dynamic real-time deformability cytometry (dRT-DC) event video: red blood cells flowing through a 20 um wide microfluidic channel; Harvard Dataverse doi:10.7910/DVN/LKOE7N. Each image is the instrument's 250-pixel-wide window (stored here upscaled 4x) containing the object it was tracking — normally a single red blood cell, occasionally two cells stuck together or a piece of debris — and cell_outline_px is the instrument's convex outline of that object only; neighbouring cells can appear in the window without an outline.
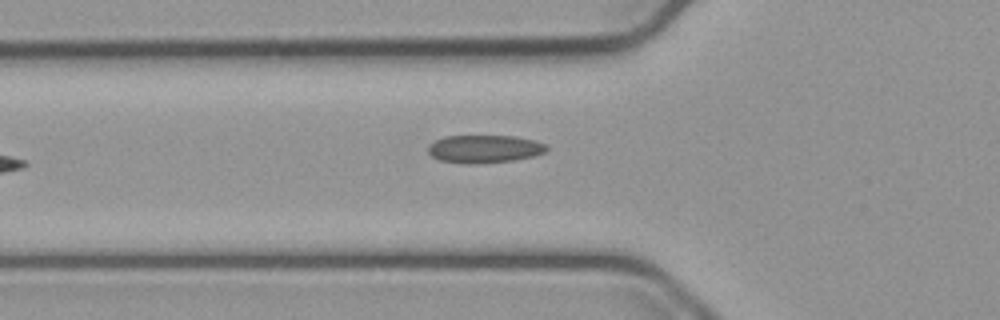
{"species": "common noctule bat (a hibernating species)", "species_latin": "Nyctalus noctula", "temperature_condition": "cold", "stored_images_in_passage": 35, "camera_frame_rate_fps": 3000, "um_per_image_px": 0.085, "animal": {"sex": "male", "body_mass_g": 23.1, "forearm_length_mm": 52.7}, "frame": {"image": 1, "passage_image": 2, "time_ms": 0.333, "image_size_px": [1000, 320], "cell_outline_px": [[548, 148], [544, 152], [532, 156], [512, 160], [476, 164], [468, 164], [440, 160], [432, 156], [428, 152], [428, 148], [436, 140], [444, 136], [512, 136], [536, 140], [548, 144]], "centroid_in_image_um": [41.2, 12.65], "position_along_channel_um": 84.6, "area_um2": 19.13}}
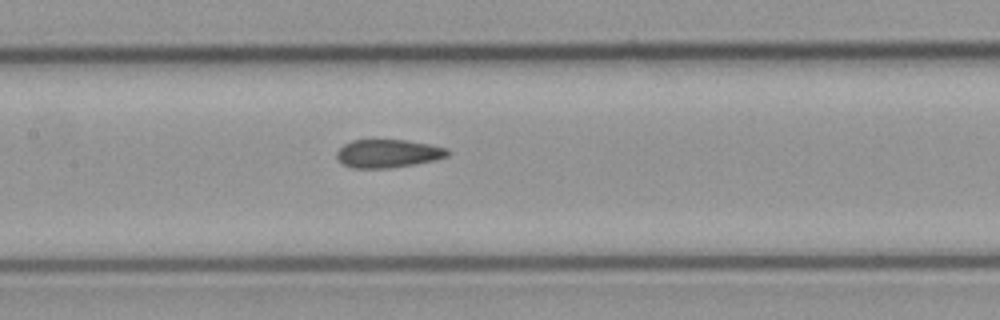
{"frame": {"image": 2, "passage_image": 9, "time_ms": 2.667, "image_size_px": [1000, 320], "cell_outline_px": [[448, 156], [416, 164], [388, 168], [352, 168], [340, 164], [336, 160], [336, 152], [344, 144], [352, 140], [404, 140], [428, 144], [448, 148]], "centroid_in_image_um": [32.91, 13.06], "position_along_channel_um": 174.5, "area_um2": 18.26}}
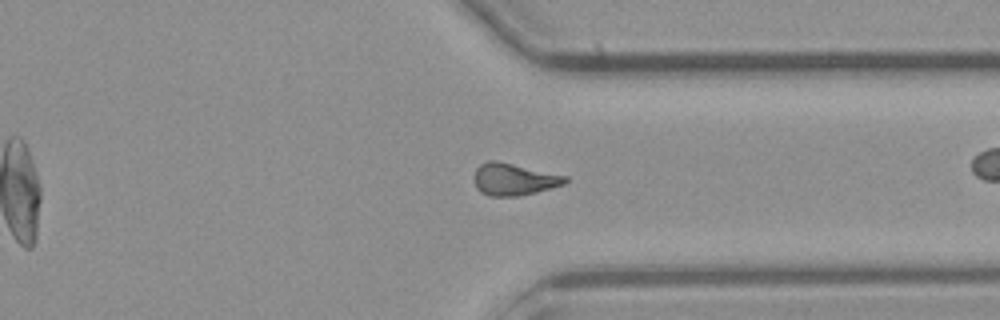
{"frame": {"image": 3, "passage_image": 21, "time_ms": 6.667, "image_size_px": [1000, 320], "cell_outline_px": [[568, 180], [564, 184], [536, 192], [520, 196], [488, 196], [480, 192], [476, 188], [476, 168], [480, 164], [488, 160], [496, 160], [568, 176]], "centroid_in_image_um": [43.69, 15.24], "position_along_channel_um": 367.7, "area_um2": 16.94}, "authors_computed_cell_mechanics": {"area_um2": 16.5886, "velocity_mm_per_s": 3.8263, "shape_relaxation_time_tau1_ms": null, "shape_relaxation_time_tau2_ms": 3.1378, "deformation_change_tau1": null, "deformation_change_tau2": 0.0792}}